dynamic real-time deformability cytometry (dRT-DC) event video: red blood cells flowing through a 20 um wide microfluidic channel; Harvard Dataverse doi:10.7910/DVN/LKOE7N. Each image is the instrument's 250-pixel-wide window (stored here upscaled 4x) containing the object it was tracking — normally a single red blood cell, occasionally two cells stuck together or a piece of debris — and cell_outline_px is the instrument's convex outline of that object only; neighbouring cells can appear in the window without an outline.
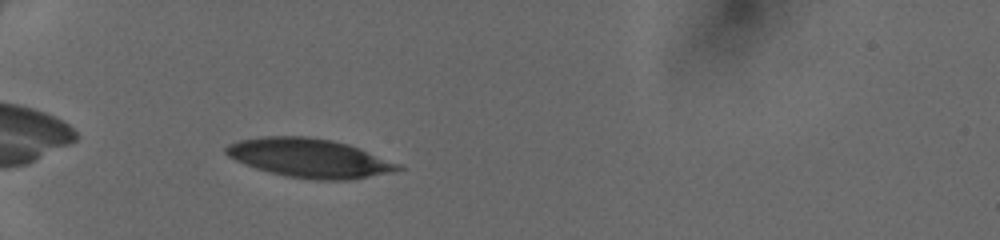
{"species": "human", "species_latin": "Homo sapiens", "temperature_condition": "cold", "stored_images_in_passage": 31, "camera_frame_rate_fps": 3000, "um_per_image_px": 0.085, "donor": {"sex": "female"}, "frame": {"image": 1, "passage_image": 2, "time_ms": 0.333, "image_size_px": [1000, 240], "cell_outline_px": [[408, 168], [392, 172], [352, 180], [316, 180], [288, 176], [268, 172], [244, 164], [228, 156], [224, 152], [224, 148], [228, 144], [240, 140], [260, 136], [308, 136], [332, 140], [348, 144], [360, 148], [400, 164]], "centroid_in_image_um": [26.32, 13.43], "position_along_channel_um": 58.7, "area_um2": 39.25}}
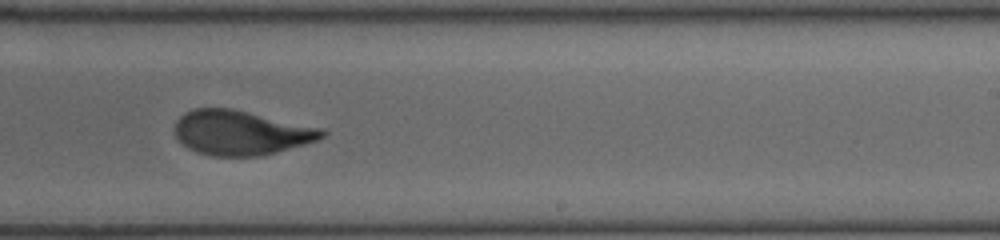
{"frame": {"image": 2, "passage_image": 18, "time_ms": 5.667, "image_size_px": [1000, 240], "cell_outline_px": [[328, 132], [324, 136], [316, 140], [304, 144], [276, 152], [260, 156], [212, 156], [196, 152], [188, 148], [176, 136], [176, 120], [184, 112], [192, 108], [232, 108], [324, 128]], "centroid_in_image_um": [20.49, 11.27], "position_along_channel_um": 268.5, "area_um2": 38.32}}
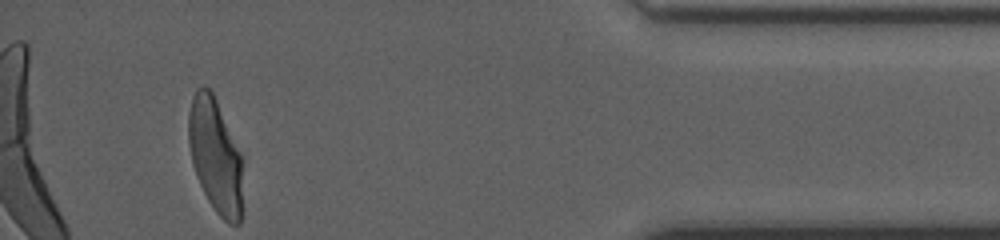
{"frame": {"image": 3, "passage_image": 31, "time_ms": 10.0, "image_size_px": [1000, 240], "cell_outline_px": [[244, 160], [240, 224], [228, 224], [216, 212], [208, 200], [196, 176], [192, 160], [188, 140], [188, 112], [192, 96], [196, 88], [204, 84], [212, 92], [216, 100]], "centroid_in_image_um": [18.32, 13.23], "position_along_channel_um": 416.9, "area_um2": 36.47}}